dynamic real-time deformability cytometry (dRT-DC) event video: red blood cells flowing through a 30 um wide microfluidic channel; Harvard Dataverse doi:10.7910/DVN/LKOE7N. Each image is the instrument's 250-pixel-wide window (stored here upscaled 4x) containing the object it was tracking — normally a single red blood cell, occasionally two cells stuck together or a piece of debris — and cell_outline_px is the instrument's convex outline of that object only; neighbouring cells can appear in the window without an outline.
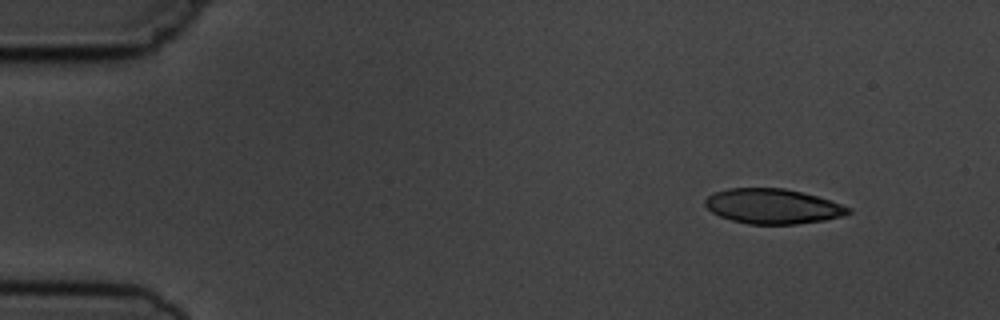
{"species": "common noctule bat (a hibernating species)", "species_latin": "Nyctalus noctula", "temperature_condition": "cold", "stored_images_in_passage": 5, "camera_frame_rate_fps": 3000, "um_per_image_px": 0.085, "animal": {"sex": "male", "body_mass_g": 19.5, "forearm_length_mm": 54.6}, "frame": {"image": 1, "passage_image": 2, "time_ms": 1.333, "image_size_px": [1000, 320], "cell_outline_px": [[852, 212], [844, 216], [824, 220], [796, 224], [748, 224], [732, 220], [720, 216], [712, 212], [704, 204], [704, 200], [708, 196], [716, 192], [728, 188], [784, 188], [816, 196], [852, 208]], "centroid_in_image_um": [65.69, 17.54], "position_along_channel_um": 19.3, "area_um2": 29.02}}